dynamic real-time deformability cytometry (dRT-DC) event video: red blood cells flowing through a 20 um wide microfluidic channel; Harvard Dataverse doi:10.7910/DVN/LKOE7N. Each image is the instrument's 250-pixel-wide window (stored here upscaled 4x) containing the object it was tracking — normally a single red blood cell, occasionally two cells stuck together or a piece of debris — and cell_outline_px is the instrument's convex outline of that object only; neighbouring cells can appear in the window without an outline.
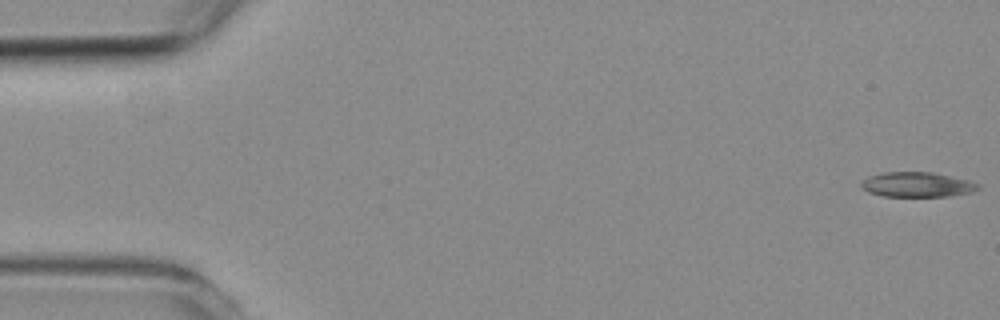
{"species": "common noctule bat (a hibernating species)", "species_latin": "Nyctalus noctula", "temperature_condition": "room temperature", "stored_images_in_passage": 6, "camera_frame_rate_fps": 3000, "um_per_image_px": 0.085, "animal": {"sex": "female", "body_mass_g": 19.3, "forearm_length_mm": 54.1}, "frame": {"image": 1, "passage_image": 1, "time_ms": 0.0, "image_size_px": [1000, 320], "cell_outline_px": [[980, 188], [972, 192], [948, 196], [884, 196], [868, 192], [860, 184], [868, 176], [884, 172], [932, 172], [968, 180], [980, 184]], "centroid_in_image_um": [77.97, 15.69], "position_along_channel_um": 7.0, "area_um2": 16.82}}